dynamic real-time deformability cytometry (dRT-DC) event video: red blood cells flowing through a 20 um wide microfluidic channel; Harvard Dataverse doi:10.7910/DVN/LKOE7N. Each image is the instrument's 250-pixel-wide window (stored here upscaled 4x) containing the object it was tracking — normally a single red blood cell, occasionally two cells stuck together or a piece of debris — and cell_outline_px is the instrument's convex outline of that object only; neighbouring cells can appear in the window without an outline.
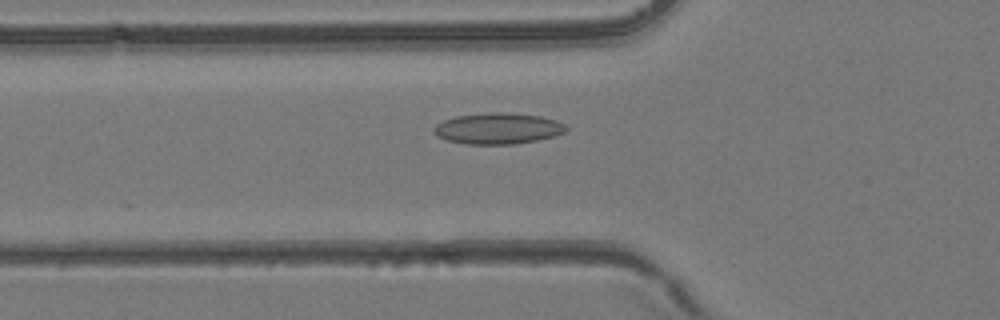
{"species": "common noctule bat (a hibernating species)", "species_latin": "Nyctalus noctula", "temperature_condition": "room temperature", "stored_images_in_passage": 32, "camera_frame_rate_fps": 3000, "um_per_image_px": 0.085, "animal": {"sex": "female", "body_mass_g": 24.6, "forearm_length_mm": 56.2}, "frame": {"image": 1, "passage_image": 4, "time_ms": 1.0, "image_size_px": [1000, 320], "cell_outline_px": [[568, 128], [564, 132], [552, 136], [536, 140], [516, 144], [468, 144], [448, 140], [436, 136], [432, 132], [432, 128], [436, 124], [444, 120], [456, 116], [492, 112], [504, 112], [540, 116], [556, 120], [564, 124]], "centroid_in_image_um": [42.29, 10.92], "position_along_channel_um": 83.5, "area_um2": 23.87}}
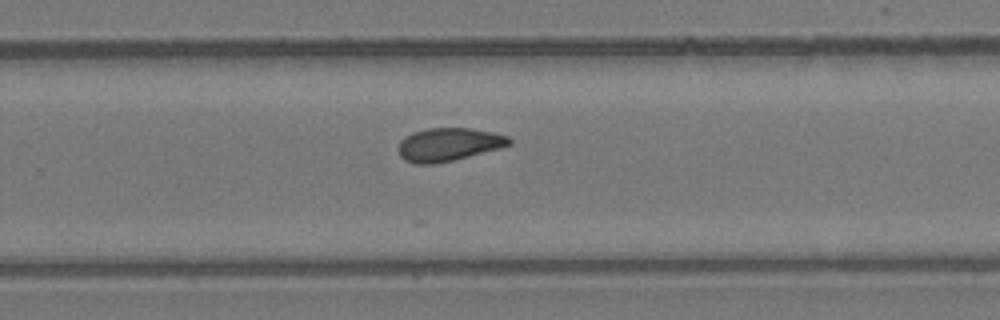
{"frame": {"image": 2, "passage_image": 17, "time_ms": 5.333, "image_size_px": [1000, 320], "cell_outline_px": [[512, 144], [500, 148], [452, 160], [432, 164], [416, 164], [404, 160], [400, 156], [400, 140], [404, 136], [412, 132], [428, 128], [468, 128], [492, 132], [508, 136], [512, 140]], "centroid_in_image_um": [38.13, 12.27], "position_along_channel_um": 291.7, "area_um2": 21.27}}
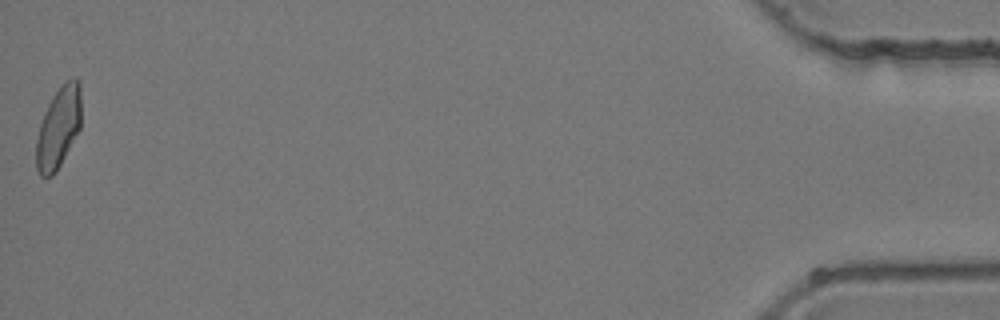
{"frame": {"image": 3, "passage_image": 32, "time_ms": 10.333, "image_size_px": [1000, 320], "cell_outline_px": [[80, 128], [60, 164], [52, 176], [40, 176], [36, 168], [36, 140], [40, 124], [44, 112], [52, 96], [60, 84], [72, 76], [76, 76], [80, 80]], "centroid_in_image_um": [4.97, 10.77], "position_along_channel_um": 430.2, "area_um2": 21.33}}